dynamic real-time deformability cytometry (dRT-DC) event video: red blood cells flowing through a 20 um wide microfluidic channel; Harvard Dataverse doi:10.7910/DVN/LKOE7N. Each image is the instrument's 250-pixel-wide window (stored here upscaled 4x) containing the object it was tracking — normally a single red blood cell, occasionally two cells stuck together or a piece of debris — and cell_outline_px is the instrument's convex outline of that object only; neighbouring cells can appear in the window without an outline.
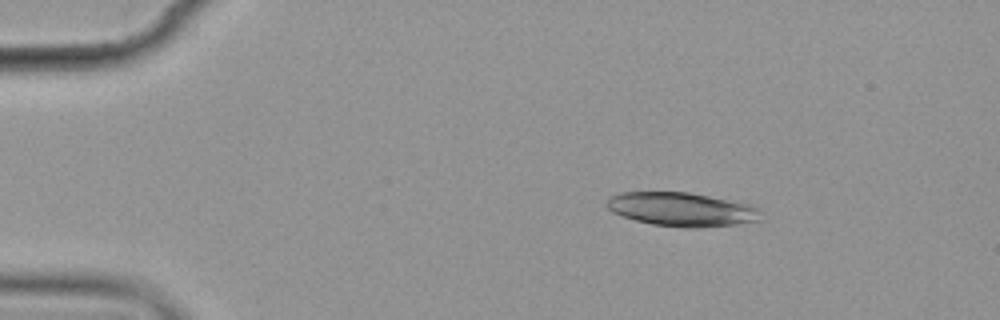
{"species": "common noctule bat (a hibernating species)", "species_latin": "Nyctalus noctula", "temperature_condition": "cold", "stored_images_in_passage": 4, "camera_frame_rate_fps": 3000, "um_per_image_px": 0.085, "animal": {"sex": "female", "body_mass_g": 19.9}, "frame": {"image": 1, "passage_image": 2, "time_ms": 1.0, "image_size_px": [1000, 320], "cell_outline_px": [[760, 220], [736, 224], [700, 228], [684, 228], [652, 224], [620, 216], [612, 212], [604, 204], [612, 196], [620, 192], [688, 192], [752, 204], [756, 208]], "centroid_in_image_um": [57.9, 17.8], "position_along_channel_um": 27.1, "area_um2": 30.35}}